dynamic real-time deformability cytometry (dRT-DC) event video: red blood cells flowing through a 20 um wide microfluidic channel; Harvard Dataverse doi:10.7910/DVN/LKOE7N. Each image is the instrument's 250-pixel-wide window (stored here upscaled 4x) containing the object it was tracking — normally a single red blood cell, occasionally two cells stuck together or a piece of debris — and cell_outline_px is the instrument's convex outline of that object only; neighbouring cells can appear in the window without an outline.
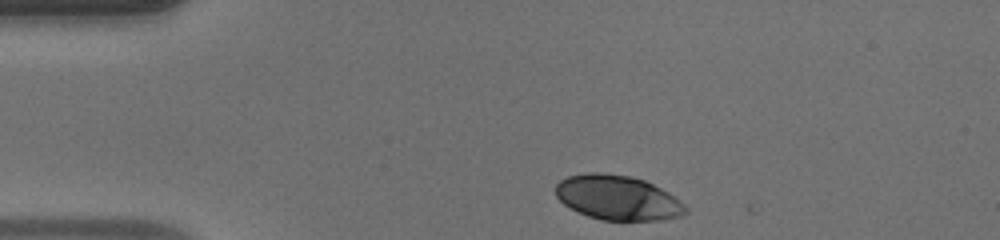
{"species": "human", "species_latin": "Homo sapiens", "temperature_condition": "warm", "stored_images_in_passage": 41, "camera_frame_rate_fps": 3000, "um_per_image_px": 0.085, "donor": {"sex": "male"}, "frame": {"image": 1, "passage_image": 1, "time_ms": 0.0, "image_size_px": [1000, 240], "cell_outline_px": [[688, 212], [680, 216], [660, 220], [600, 220], [576, 212], [564, 204], [556, 196], [556, 184], [560, 180], [568, 176], [584, 172], [604, 172], [628, 176], [644, 180], [668, 192], [680, 200], [688, 208]], "centroid_in_image_um": [52.49, 16.8], "position_along_channel_um": 32.5, "area_um2": 33.99}}
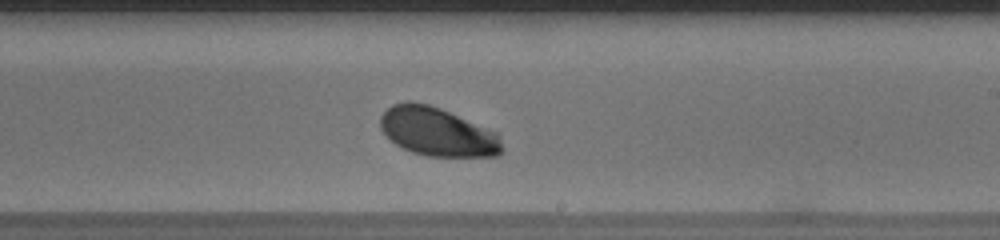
{"frame": {"image": 2, "passage_image": 21, "time_ms": 6.667, "image_size_px": [1000, 240], "cell_outline_px": [[504, 152], [496, 156], [428, 156], [412, 152], [396, 144], [380, 128], [380, 116], [392, 104], [404, 100], [412, 100], [428, 104], [440, 108], [496, 132], [500, 136], [504, 148]], "centroid_in_image_um": [37.19, 11.19], "position_along_channel_um": 251.8, "area_um2": 34.51}}
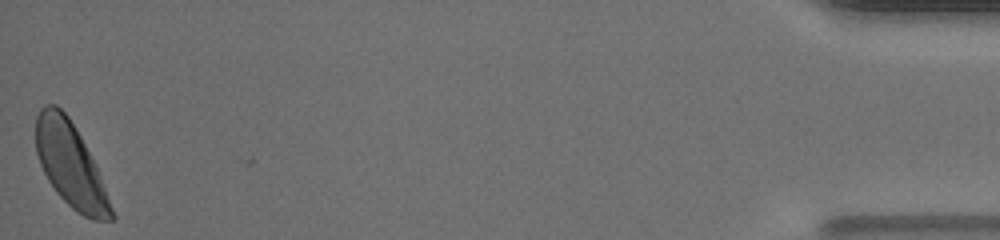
{"frame": {"image": 3, "passage_image": 41, "time_ms": 13.333, "image_size_px": [1000, 240], "cell_outline_px": [[116, 216], [112, 220], [92, 220], [76, 212], [56, 192], [48, 180], [40, 164], [36, 152], [36, 116], [40, 108], [44, 104], [56, 104], [68, 116], [80, 136], [96, 164]], "centroid_in_image_um": [5.99, 14.02], "position_along_channel_um": 429.2, "area_um2": 36.93}, "authors_computed_cell_mechanics": {"area_um2": 35.1424, "velocity_mm_per_s": 4.0849, "shape_relaxation_time_tau1_ms": 2.2473, "shape_relaxation_time_tau2_ms": null, "deformation_change_tau1": 0.1335, "deformation_change_tau2": null}}